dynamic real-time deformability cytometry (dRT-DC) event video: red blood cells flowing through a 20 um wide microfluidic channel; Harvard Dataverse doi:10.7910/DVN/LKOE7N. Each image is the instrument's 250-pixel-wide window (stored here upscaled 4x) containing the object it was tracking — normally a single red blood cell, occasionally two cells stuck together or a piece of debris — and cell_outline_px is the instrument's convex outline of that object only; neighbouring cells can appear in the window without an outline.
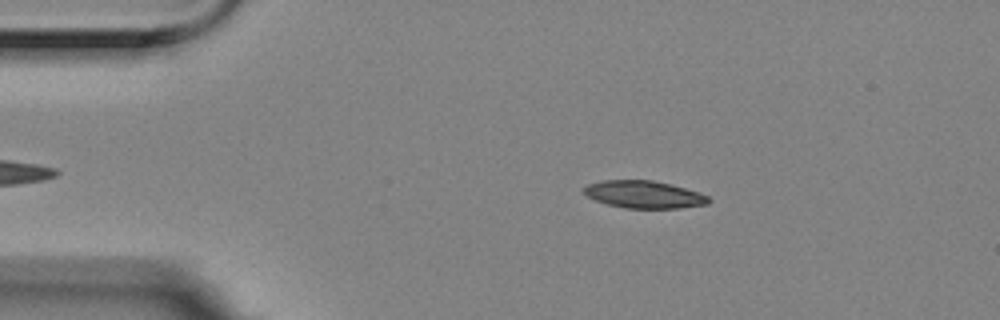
{"species": "Egyptian fruit bat (a non-hibernating species)", "species_latin": "Rousettus aegyptiacus", "temperature_condition": "room temperature", "stored_images_in_passage": 3, "camera_frame_rate_fps": 3000, "um_per_image_px": 0.085, "animal": {"sex": "female"}, "frame": {"image": 1, "passage_image": 1, "time_ms": 0.0, "image_size_px": [1000, 320], "cell_outline_px": [[712, 200], [708, 204], [676, 208], [624, 208], [608, 204], [596, 200], [588, 196], [584, 192], [584, 188], [588, 184], [600, 180], [652, 180], [672, 184], [708, 196]], "centroid_in_image_um": [54.74, 16.52], "position_along_channel_um": 30.3, "area_um2": 19.77}}